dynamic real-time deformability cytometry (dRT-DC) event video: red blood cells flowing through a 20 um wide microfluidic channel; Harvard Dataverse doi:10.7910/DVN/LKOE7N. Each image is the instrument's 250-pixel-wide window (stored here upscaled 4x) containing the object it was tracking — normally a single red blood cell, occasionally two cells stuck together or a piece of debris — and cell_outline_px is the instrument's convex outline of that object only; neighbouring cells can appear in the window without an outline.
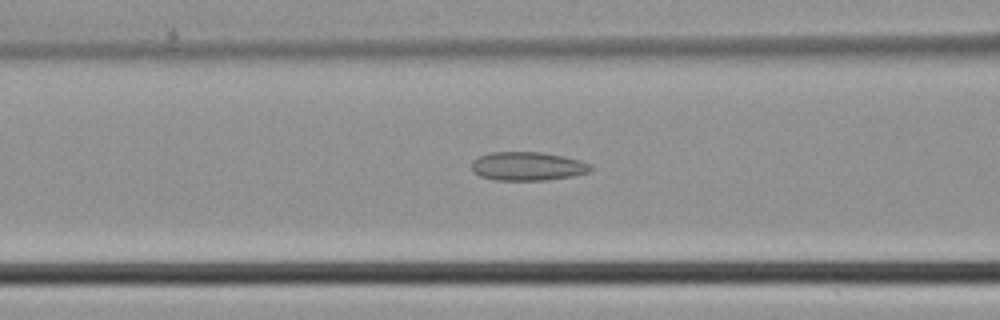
{"species": "common noctule bat (a hibernating species)", "species_latin": "Nyctalus noctula", "temperature_condition": "cold", "stored_images_in_passage": 45, "camera_frame_rate_fps": 3000, "um_per_image_px": 0.085, "animal": {"sex": "male", "body_mass_g": 21.5, "forearm_length_mm": 52.0}, "frame": {"image": 1, "passage_image": 18, "time_ms": 5.667, "image_size_px": [1000, 320], "cell_outline_px": [[592, 172], [572, 176], [544, 180], [496, 180], [480, 176], [472, 172], [472, 160], [480, 156], [492, 152], [540, 152], [564, 156], [580, 160], [592, 164]], "centroid_in_image_um": [44.87, 14.13], "position_along_channel_um": 121.7, "area_um2": 20.0}}
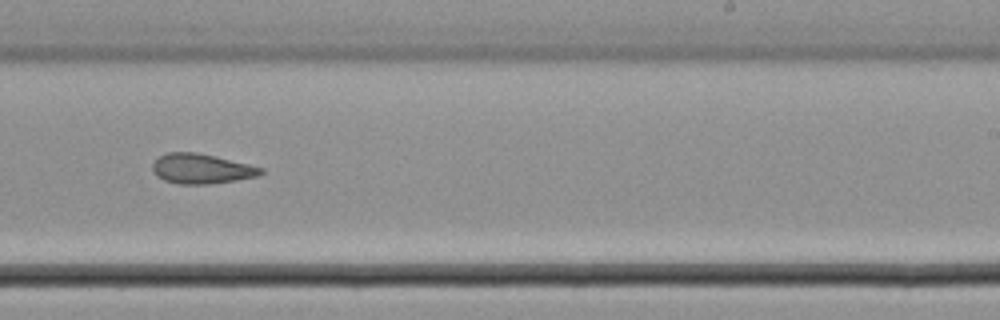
{"frame": {"image": 2, "passage_image": 28, "time_ms": 9.0, "image_size_px": [1000, 320], "cell_outline_px": [[264, 172], [260, 176], [236, 180], [208, 184], [180, 184], [164, 180], [156, 176], [152, 168], [152, 164], [160, 156], [168, 152], [196, 152], [216, 156], [264, 168]], "centroid_in_image_um": [17.14, 14.34], "position_along_channel_um": 271.9, "area_um2": 18.9}}
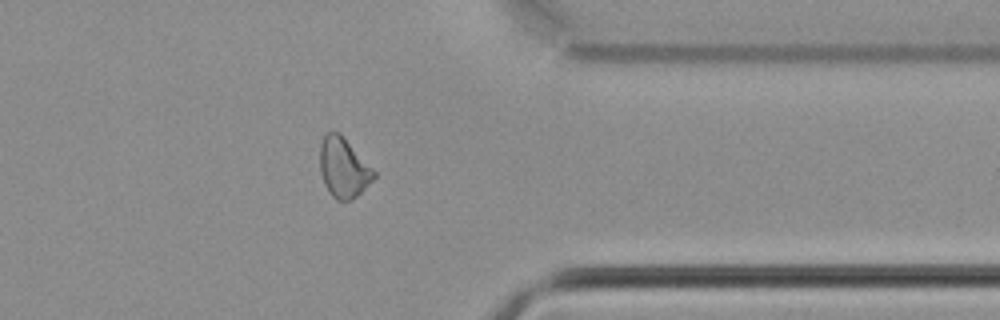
{"frame": {"image": 3, "passage_image": 36, "time_ms": 11.667, "image_size_px": [1000, 320], "cell_outline_px": [[376, 176], [352, 200], [336, 200], [332, 196], [324, 184], [320, 172], [320, 144], [324, 136], [328, 132], [340, 132], [376, 172]], "centroid_in_image_um": [29.18, 14.24], "position_along_channel_um": 382.2, "area_um2": 18.67}}